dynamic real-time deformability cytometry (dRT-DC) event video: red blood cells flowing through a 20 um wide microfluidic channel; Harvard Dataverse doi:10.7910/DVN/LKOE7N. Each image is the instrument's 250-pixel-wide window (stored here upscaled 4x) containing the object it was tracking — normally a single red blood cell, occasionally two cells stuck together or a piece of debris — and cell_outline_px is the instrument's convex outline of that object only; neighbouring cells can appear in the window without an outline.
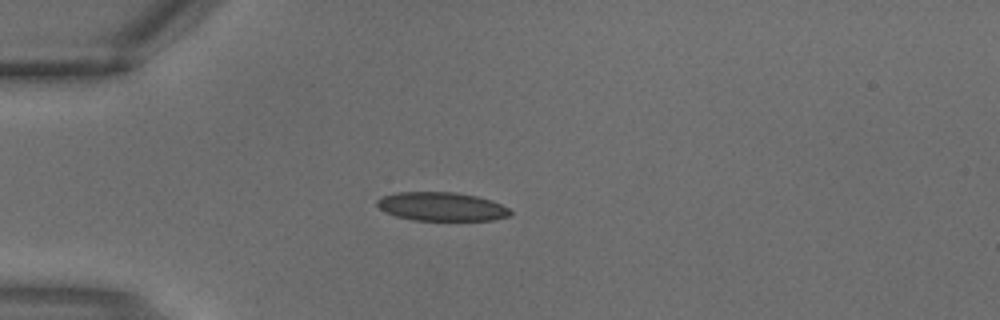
{"species": "common noctule bat (a hibernating species)", "species_latin": "Nyctalus noctula", "temperature_condition": "warm", "stored_images_in_passage": 2, "camera_frame_rate_fps": 3000, "um_per_image_px": 0.085, "animal": {"sex": "male", "body_mass_g": 18.8}, "frame": {"image": 1, "passage_image": 2, "time_ms": 0.333, "image_size_px": [1000, 320], "cell_outline_px": [[512, 212], [508, 216], [492, 220], [412, 220], [396, 216], [380, 208], [376, 204], [376, 200], [384, 196], [396, 192], [452, 192], [476, 196], [492, 200], [508, 208]], "centroid_in_image_um": [37.53, 17.56], "position_along_channel_um": 47.5, "area_um2": 22.08}}